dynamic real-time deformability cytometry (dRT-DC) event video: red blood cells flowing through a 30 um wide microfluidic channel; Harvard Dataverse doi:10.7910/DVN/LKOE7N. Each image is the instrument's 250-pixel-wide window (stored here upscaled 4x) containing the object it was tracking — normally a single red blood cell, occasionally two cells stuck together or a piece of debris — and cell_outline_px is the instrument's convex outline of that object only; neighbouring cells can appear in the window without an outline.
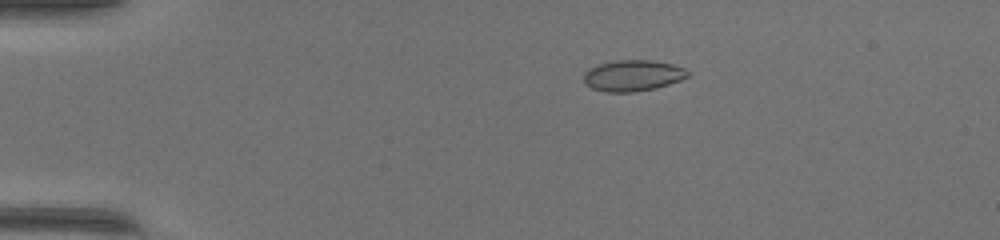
{"species": "common noctule bat (a hibernating species)", "species_latin": "Nyctalus noctula", "temperature_condition": "warm", "stored_images_in_passage": 45, "camera_frame_rate_fps": 3000, "um_per_image_px": 0.085, "animal": {"sex": "female", "body_mass_g": 17.0, "forearm_length_mm": 48.0}, "frame": {"image": 1, "passage_image": 6, "time_ms": 1.667, "image_size_px": [1000, 240], "cell_outline_px": [[688, 76], [680, 80], [656, 88], [636, 92], [608, 92], [592, 88], [584, 84], [584, 72], [588, 68], [600, 64], [616, 60], [652, 60], [672, 64], [684, 68], [688, 72]], "centroid_in_image_um": [53.76, 6.42], "position_along_channel_um": 31.2, "area_um2": 18.84}}
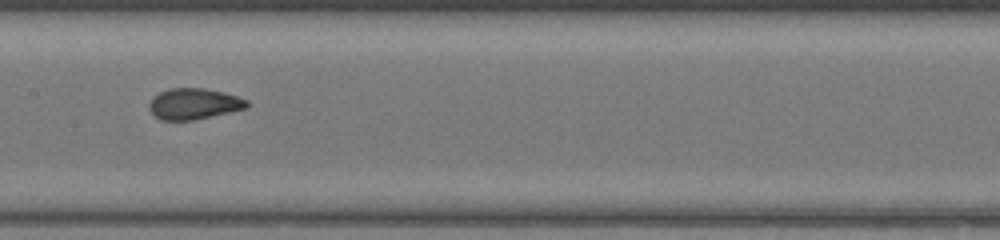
{"frame": {"image": 2, "passage_image": 22, "time_ms": 7.0, "image_size_px": [1000, 240], "cell_outline_px": [[248, 108], [192, 120], [160, 120], [148, 108], [148, 104], [152, 96], [168, 88], [204, 88], [224, 92], [248, 100]], "centroid_in_image_um": [16.46, 8.81], "position_along_channel_um": 190.9, "area_um2": 17.69}}
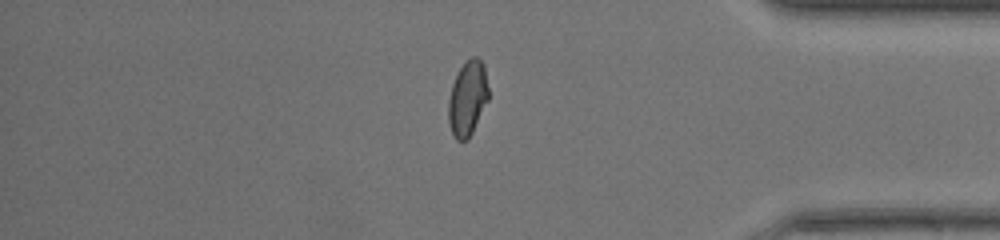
{"frame": {"image": 3, "passage_image": 38, "time_ms": 12.333, "image_size_px": [1000, 240], "cell_outline_px": [[488, 100], [468, 140], [456, 140], [452, 132], [448, 120], [448, 100], [452, 84], [460, 68], [472, 56], [476, 56], [484, 64], [488, 88]], "centroid_in_image_um": [39.74, 8.36], "position_along_channel_um": 395.5, "area_um2": 17.34}, "authors_computed_cell_mechanics": {"area_um2": 17.8602, "velocity_mm_per_s": 4.2766, "shape_relaxation_time_tau1_ms": 8.1545, "shape_relaxation_time_tau2_ms": null, "deformation_change_tau1": 0.2278, "deformation_change_tau2": null}}